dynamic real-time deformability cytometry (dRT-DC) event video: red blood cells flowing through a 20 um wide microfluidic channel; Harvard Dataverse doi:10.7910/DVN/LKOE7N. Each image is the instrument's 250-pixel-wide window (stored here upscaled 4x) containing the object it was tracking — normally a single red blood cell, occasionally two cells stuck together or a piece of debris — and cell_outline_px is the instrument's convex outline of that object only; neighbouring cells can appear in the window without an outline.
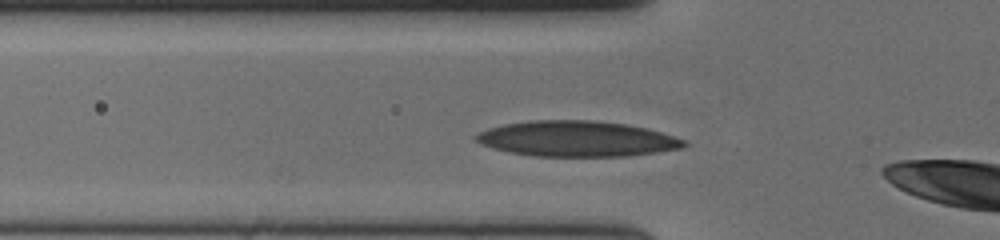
{"species": "human", "species_latin": "Homo sapiens", "temperature_condition": "cold", "stored_images_in_passage": 31, "camera_frame_rate_fps": 3000, "um_per_image_px": 0.085, "donor": {"sex": "female"}, "frame": {"image": 1, "passage_image": 4, "time_ms": 1.0, "image_size_px": [1000, 240], "cell_outline_px": [[688, 144], [684, 148], [628, 156], [532, 156], [508, 152], [492, 148], [480, 144], [476, 140], [476, 136], [480, 132], [488, 128], [504, 124], [528, 120], [592, 120], [624, 124], [648, 128], [688, 140]], "centroid_in_image_um": [49.06, 11.8], "position_along_channel_um": 76.7, "area_um2": 43.35}}
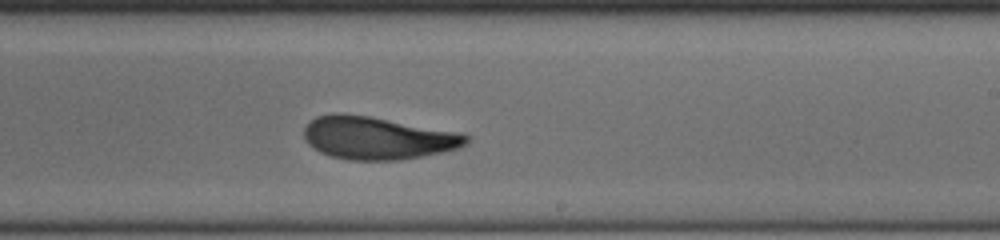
{"frame": {"image": 2, "passage_image": 19, "time_ms": 6.0, "image_size_px": [1000, 240], "cell_outline_px": [[472, 140], [468, 144], [460, 148], [444, 152], [424, 156], [400, 160], [348, 160], [332, 156], [320, 152], [312, 148], [304, 140], [304, 128], [308, 120], [316, 116], [332, 112], [344, 112], [372, 116], [464, 132], [472, 136]], "centroid_in_image_um": [32.14, 11.7], "position_along_channel_um": 256.9, "area_um2": 41.73}}
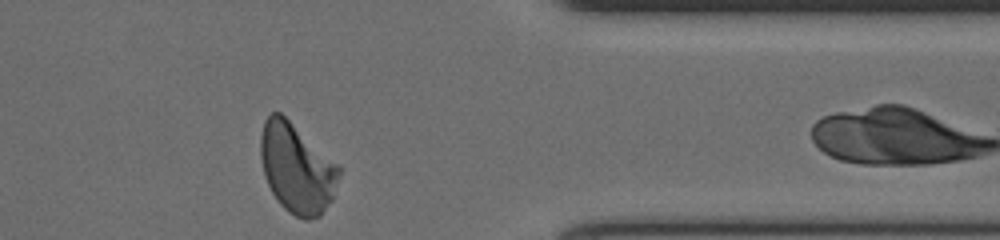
{"frame": {"image": 3, "passage_image": 31, "time_ms": 10.0, "image_size_px": [1000, 240], "cell_outline_px": [[340, 176], [332, 200], [320, 216], [308, 220], [304, 220], [288, 212], [276, 200], [264, 176], [260, 156], [260, 136], [264, 120], [272, 112], [280, 112], [336, 164], [340, 168]], "centroid_in_image_um": [25.2, 14.34], "position_along_channel_um": 386.2, "area_um2": 40.58}, "authors_computed_cell_mechanics": {"area_um2": 41.4426, "velocity_mm_per_s": 3.6103, "shape_relaxation_time_tau1_ms": 5.688, "shape_relaxation_time_tau2_ms": 2.0358, "deformation_change_tau1": 0.1805, "deformation_change_tau2": 0.0813}}